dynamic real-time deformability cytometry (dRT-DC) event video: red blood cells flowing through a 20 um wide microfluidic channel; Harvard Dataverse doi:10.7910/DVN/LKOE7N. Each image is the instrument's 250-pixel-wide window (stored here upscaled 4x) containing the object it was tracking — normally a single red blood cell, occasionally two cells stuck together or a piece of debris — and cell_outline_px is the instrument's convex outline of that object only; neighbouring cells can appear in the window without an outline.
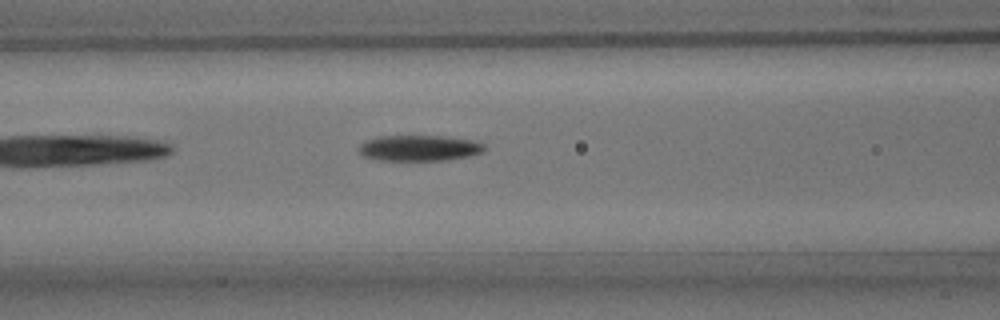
{"species": "common noctule bat (a hibernating species)", "species_latin": "Nyctalus noctula", "temperature_condition": "room temperature", "stored_images_in_passage": 14, "camera_frame_rate_fps": 3000, "um_per_image_px": 0.085, "animal": {"sex": "male", "body_mass_g": 15.6}, "frame": {"image": 1, "passage_image": 7, "time_ms": 2.0, "image_size_px": [1000, 320], "cell_outline_px": [[488, 148], [484, 152], [468, 156], [448, 160], [380, 160], [364, 156], [360, 152], [360, 144], [364, 140], [376, 136], [444, 136], [472, 140], [484, 144]], "centroid_in_image_um": [35.67, 12.58], "position_along_channel_um": 130.9, "area_um2": 18.96}}